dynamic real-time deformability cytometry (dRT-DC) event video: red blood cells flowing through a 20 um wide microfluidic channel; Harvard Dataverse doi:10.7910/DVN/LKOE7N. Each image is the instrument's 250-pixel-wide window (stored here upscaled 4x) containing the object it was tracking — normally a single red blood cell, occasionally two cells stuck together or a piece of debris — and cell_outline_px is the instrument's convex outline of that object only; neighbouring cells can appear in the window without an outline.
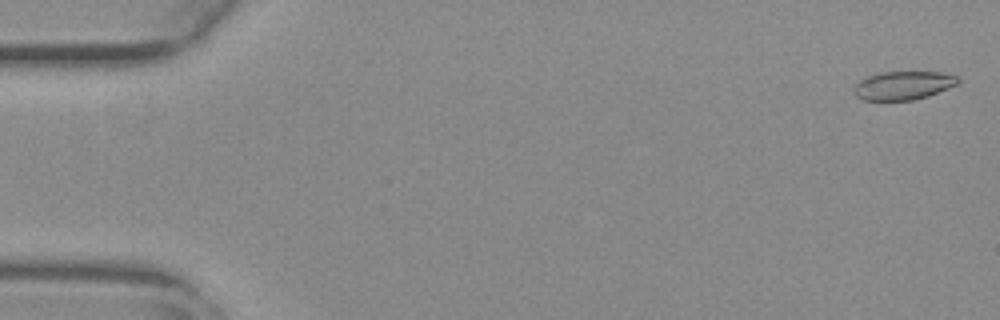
{"species": "common noctule bat (a hibernating species)", "species_latin": "Nyctalus noctula", "temperature_condition": "warm", "stored_images_in_passage": 56, "camera_frame_rate_fps": 3000, "um_per_image_px": 0.085, "animal": {"sex": "female", "body_mass_g": 29.2, "forearm_length_mm": 56.3}, "frame": {"image": 1, "passage_image": 2, "time_ms": 0.333, "image_size_px": [1000, 320], "cell_outline_px": [[960, 80], [956, 84], [928, 96], [912, 100], [860, 100], [852, 92], [852, 88], [860, 80], [868, 76], [880, 72], [944, 72], [956, 76]], "centroid_in_image_um": [76.72, 7.26], "position_along_channel_um": 8.3, "area_um2": 17.28}}
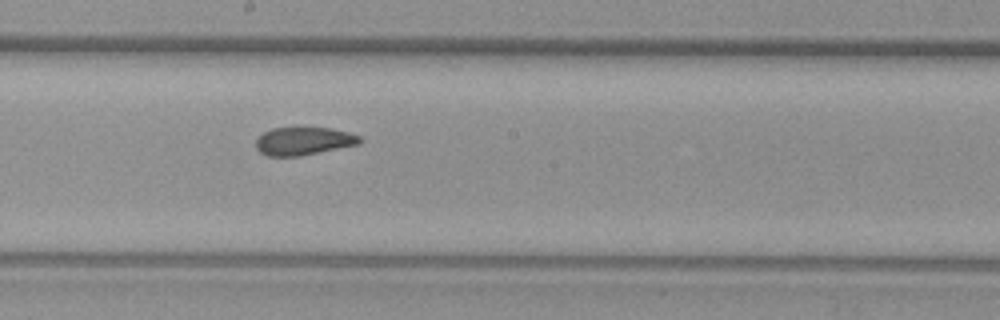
{"frame": {"image": 2, "passage_image": 31, "time_ms": 10.0, "image_size_px": [1000, 320], "cell_outline_px": [[360, 144], [300, 156], [268, 156], [260, 152], [256, 148], [256, 140], [264, 132], [272, 128], [332, 128], [348, 132], [360, 136]], "centroid_in_image_um": [25.8, 12.0], "position_along_channel_um": 222.4, "area_um2": 16.82}}
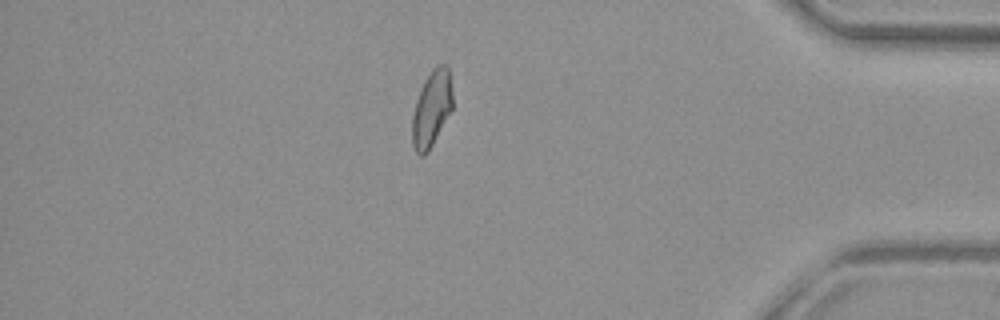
{"frame": {"image": 3, "passage_image": 48, "time_ms": 15.667, "image_size_px": [1000, 320], "cell_outline_px": [[452, 108], [428, 152], [424, 156], [420, 156], [416, 152], [412, 144], [412, 116], [416, 100], [424, 80], [432, 68], [436, 64], [444, 64], [448, 68], [452, 92]], "centroid_in_image_um": [36.67, 9.23], "position_along_channel_um": 398.5, "area_um2": 17.8}, "authors_computed_cell_mechanics": {"area_um2": 18.1203, "velocity_mm_per_s": 3.7741, "shape_relaxation_time_tau1_ms": null, "shape_relaxation_time_tau2_ms": 1.8997, "deformation_change_tau1": null, "deformation_change_tau2": 0.055}}